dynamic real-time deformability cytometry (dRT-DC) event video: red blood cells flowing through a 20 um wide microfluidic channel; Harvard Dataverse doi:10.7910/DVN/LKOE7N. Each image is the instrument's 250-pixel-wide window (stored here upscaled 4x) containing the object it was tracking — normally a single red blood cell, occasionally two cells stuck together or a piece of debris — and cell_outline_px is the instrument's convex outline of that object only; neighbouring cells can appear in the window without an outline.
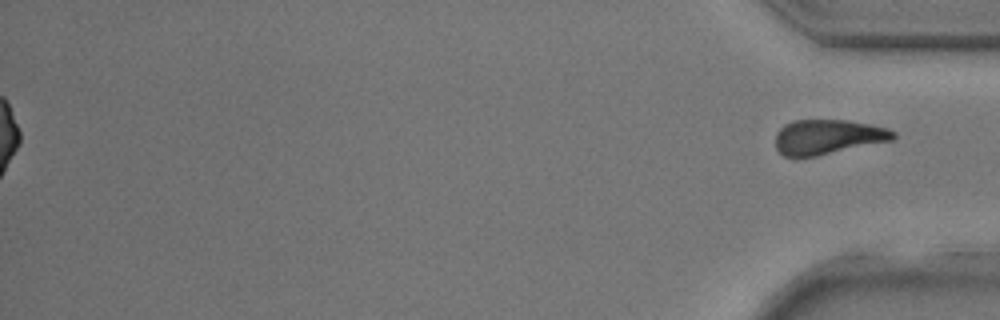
{"species": "common noctule bat (a hibernating species)", "species_latin": "Nyctalus noctula", "temperature_condition": "room temperature", "stored_images_in_passage": 31, "segment_of_instrument_passage": [2, 2], "camera_frame_rate_fps": 3000, "um_per_image_px": 0.085, "animal": {"sex": "male", "body_mass_g": 17.9, "forearm_length_mm": 54.2}, "frame": {"image": 1, "passage_image": 31, "time_ms": 10.0, "image_size_px": [1000, 320], "cell_outline_px": [[896, 136], [892, 140], [816, 156], [784, 156], [776, 148], [776, 132], [784, 124], [792, 120], [848, 120], [868, 124], [884, 128], [896, 132]], "centroid_in_image_um": [70.33, 11.62], "position_along_channel_um": 364.9, "area_um2": 23.64}}